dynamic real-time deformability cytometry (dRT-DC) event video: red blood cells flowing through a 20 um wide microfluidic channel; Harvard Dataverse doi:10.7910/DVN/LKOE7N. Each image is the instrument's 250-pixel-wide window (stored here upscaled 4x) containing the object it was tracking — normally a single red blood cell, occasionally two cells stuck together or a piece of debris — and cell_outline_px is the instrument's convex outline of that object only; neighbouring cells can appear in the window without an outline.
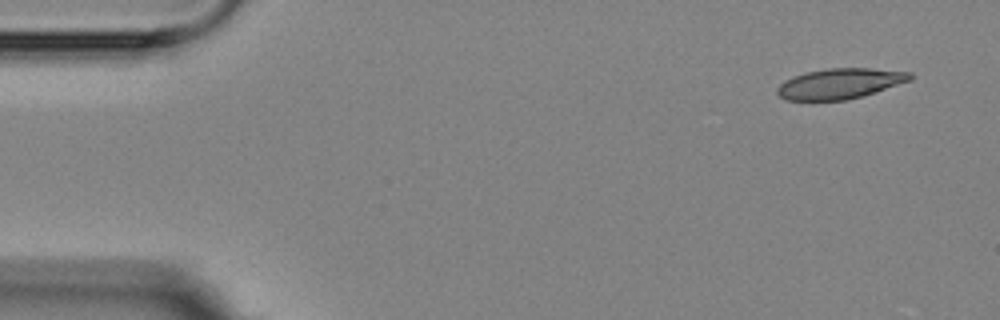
{"species": "Egyptian fruit bat (a non-hibernating species)", "species_latin": "Rousettus aegyptiacus", "temperature_condition": "room temperature", "stored_images_in_passage": 17, "segment_of_instrument_passage": [1, 2], "camera_frame_rate_fps": 3000, "um_per_image_px": 0.085, "animal": {"sex": "female"}, "frame": {"image": 1, "passage_image": 1, "time_ms": 0.0, "image_size_px": [1000, 320], "cell_outline_px": [[912, 80], [864, 96], [848, 100], [784, 100], [776, 92], [776, 88], [784, 80], [792, 76], [804, 72], [828, 68], [872, 68], [912, 72]], "centroid_in_image_um": [71.39, 7.1], "position_along_channel_um": 13.6, "area_um2": 23.87}}
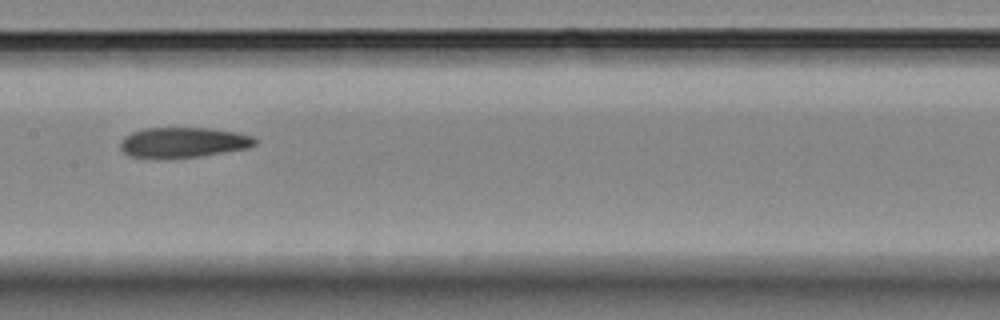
{"frame": {"image": 2, "passage_image": 8, "time_ms": 8.0, "image_size_px": [1000, 320], "cell_outline_px": [[256, 144], [248, 148], [200, 156], [128, 156], [120, 148], [120, 140], [124, 136], [132, 132], [144, 128], [208, 128], [236, 132], [252, 136], [256, 140]], "centroid_in_image_um": [15.58, 12.07], "position_along_channel_um": 191.8, "area_um2": 23.12}}
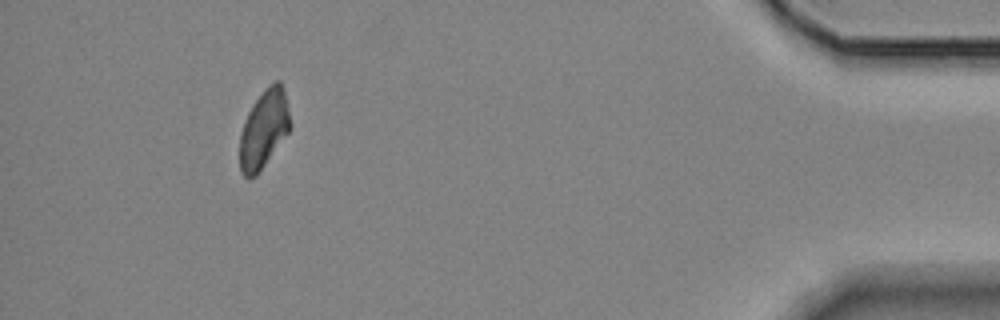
{"frame": {"image": 3, "passage_image": 15, "time_ms": 16.0, "image_size_px": [1000, 320], "cell_outline_px": [[292, 124], [288, 132], [256, 176], [244, 176], [240, 172], [240, 136], [248, 112], [252, 104], [264, 88], [268, 84], [276, 80], [280, 80], [284, 88]], "centroid_in_image_um": [22.45, 10.91], "position_along_channel_um": 412.8, "area_um2": 22.89}}